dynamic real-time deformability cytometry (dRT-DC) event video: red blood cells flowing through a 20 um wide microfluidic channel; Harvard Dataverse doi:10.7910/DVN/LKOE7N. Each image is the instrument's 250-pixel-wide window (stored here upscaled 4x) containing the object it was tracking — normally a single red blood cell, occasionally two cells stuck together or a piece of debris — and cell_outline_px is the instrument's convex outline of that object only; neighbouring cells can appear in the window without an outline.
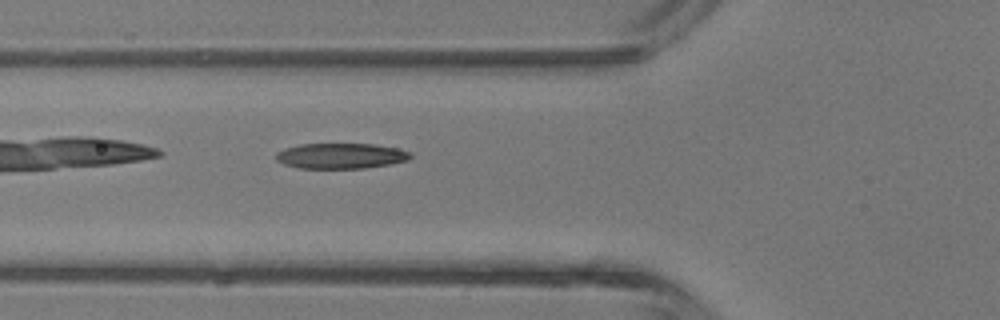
{"species": "common noctule bat (a hibernating species)", "species_latin": "Nyctalus noctula", "temperature_condition": "room temperature", "stored_images_in_passage": 2, "camera_frame_rate_fps": 3000, "um_per_image_px": 0.085, "animal": {"sex": "male", "body_mass_g": 13.3}, "frame": {"image": 1, "passage_image": 2, "time_ms": 1.0, "image_size_px": [1000, 320], "cell_outline_px": [[412, 156], [408, 160], [392, 164], [364, 168], [300, 168], [284, 164], [276, 160], [276, 152], [284, 148], [300, 144], [376, 144], [396, 148], [412, 152]], "centroid_in_image_um": [28.99, 13.25], "position_along_channel_um": 96.8, "area_um2": 20.06}}